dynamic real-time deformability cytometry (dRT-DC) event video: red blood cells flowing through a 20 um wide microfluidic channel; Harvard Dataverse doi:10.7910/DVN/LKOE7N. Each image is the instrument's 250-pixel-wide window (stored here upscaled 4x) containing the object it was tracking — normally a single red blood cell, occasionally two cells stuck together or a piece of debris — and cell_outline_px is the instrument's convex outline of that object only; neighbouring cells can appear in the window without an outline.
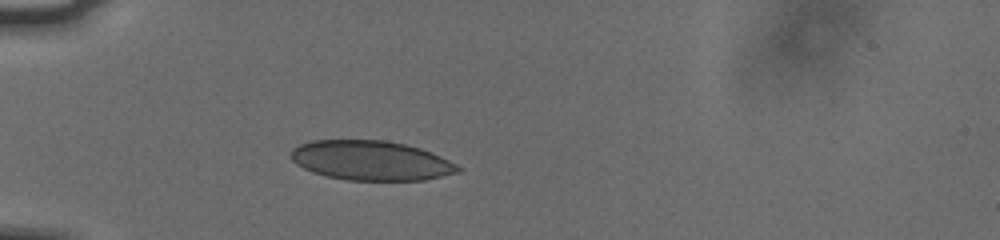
{"species": "human", "species_latin": "Homo sapiens", "temperature_condition": "cold", "stored_images_in_passage": 39, "camera_frame_rate_fps": 3000, "um_per_image_px": 0.085, "donor": {"sex": "male"}, "frame": {"image": 1, "passage_image": 1, "time_ms": 0.0, "image_size_px": [1000, 240], "cell_outline_px": [[464, 168], [460, 172], [424, 180], [348, 180], [328, 176], [312, 172], [296, 164], [288, 156], [292, 148], [300, 144], [312, 140], [384, 140], [404, 144], [420, 148], [440, 156]], "centroid_in_image_um": [31.52, 13.64], "position_along_channel_um": 53.5, "area_um2": 38.61}}
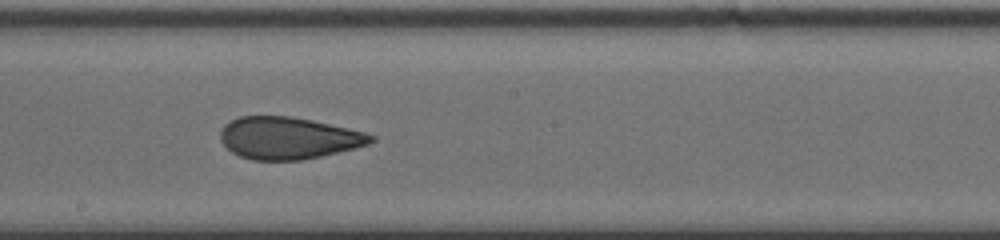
{"frame": {"image": 2, "passage_image": 16, "time_ms": 5.0, "image_size_px": [1000, 240], "cell_outline_px": [[376, 140], [368, 144], [320, 156], [300, 160], [252, 160], [240, 156], [232, 152], [220, 140], [220, 132], [224, 124], [240, 116], [288, 116], [312, 120], [348, 128], [364, 132], [376, 136]], "centroid_in_image_um": [24.49, 11.73], "position_along_channel_um": 223.7, "area_um2": 36.65}}
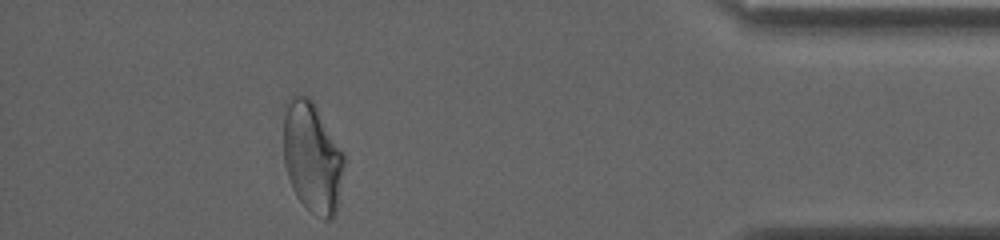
{"frame": {"image": 3, "passage_image": 34, "time_ms": 11.0, "image_size_px": [1000, 240], "cell_outline_px": [[344, 168], [336, 212], [328, 220], [324, 220], [316, 216], [296, 196], [292, 188], [284, 164], [284, 104], [292, 96], [304, 92], [312, 100], [344, 152]], "centroid_in_image_um": [26.53, 13.34], "position_along_channel_um": 408.7, "area_um2": 39.3}, "authors_computed_cell_mechanics": {"area_um2": 38.6682, "velocity_mm_per_s": 3.7569, "shape_relaxation_time_tau1_ms": null, "shape_relaxation_time_tau2_ms": 1.4217, "deformation_change_tau1": null, "deformation_change_tau2": 0.0774}}